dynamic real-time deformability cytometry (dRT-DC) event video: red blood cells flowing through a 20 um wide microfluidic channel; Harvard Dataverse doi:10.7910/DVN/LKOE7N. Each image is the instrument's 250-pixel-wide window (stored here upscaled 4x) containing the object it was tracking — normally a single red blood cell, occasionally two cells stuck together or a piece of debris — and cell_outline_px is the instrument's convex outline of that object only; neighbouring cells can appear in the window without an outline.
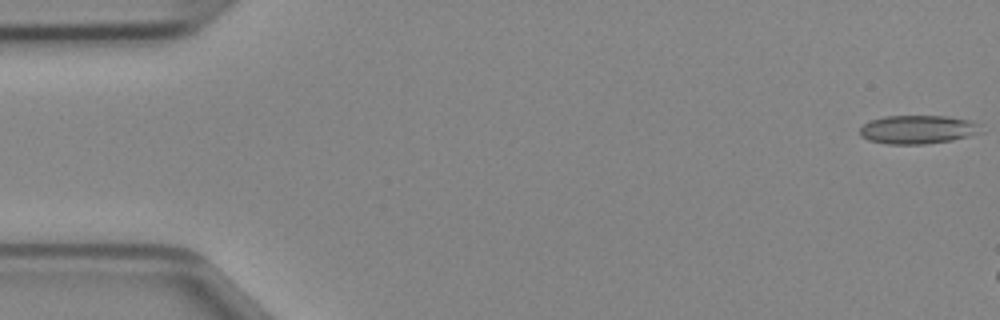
{"species": "Egyptian fruit bat (a non-hibernating species)", "species_latin": "Rousettus aegyptiacus", "temperature_condition": "cold", "stored_images_in_passage": 8, "camera_frame_rate_fps": 3000, "um_per_image_px": 0.085, "animal": {"sex": "female"}, "frame": {"image": 1, "passage_image": 1, "time_ms": 0.0, "image_size_px": [1000, 320], "cell_outline_px": [[984, 132], [952, 140], [924, 144], [888, 144], [868, 140], [860, 136], [860, 128], [864, 124], [872, 120], [884, 116], [948, 116], [972, 120], [980, 124]], "centroid_in_image_um": [78.06, 11.0], "position_along_channel_um": 6.9, "area_um2": 20.35}}